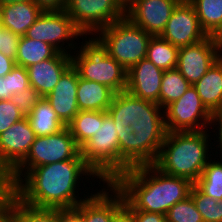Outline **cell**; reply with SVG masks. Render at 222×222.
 I'll use <instances>...</instances> for the list:
<instances>
[{
	"label": "cell",
	"mask_w": 222,
	"mask_h": 222,
	"mask_svg": "<svg viewBox=\"0 0 222 222\" xmlns=\"http://www.w3.org/2000/svg\"><path fill=\"white\" fill-rule=\"evenodd\" d=\"M83 175L97 177L83 159H69L30 169L12 189L26 205L71 212L86 199L75 194Z\"/></svg>",
	"instance_id": "1"
},
{
	"label": "cell",
	"mask_w": 222,
	"mask_h": 222,
	"mask_svg": "<svg viewBox=\"0 0 222 222\" xmlns=\"http://www.w3.org/2000/svg\"><path fill=\"white\" fill-rule=\"evenodd\" d=\"M131 210L164 214L190 195V180L168 175L154 164L137 166L120 174L113 182Z\"/></svg>",
	"instance_id": "2"
},
{
	"label": "cell",
	"mask_w": 222,
	"mask_h": 222,
	"mask_svg": "<svg viewBox=\"0 0 222 222\" xmlns=\"http://www.w3.org/2000/svg\"><path fill=\"white\" fill-rule=\"evenodd\" d=\"M207 132H167L154 165L168 175L195 183L212 155L208 154L209 148H213Z\"/></svg>",
	"instance_id": "3"
},
{
	"label": "cell",
	"mask_w": 222,
	"mask_h": 222,
	"mask_svg": "<svg viewBox=\"0 0 222 222\" xmlns=\"http://www.w3.org/2000/svg\"><path fill=\"white\" fill-rule=\"evenodd\" d=\"M71 54L72 66L80 78L106 85L115 93L126 90L127 71L109 54L106 46L96 36L89 38Z\"/></svg>",
	"instance_id": "4"
},
{
	"label": "cell",
	"mask_w": 222,
	"mask_h": 222,
	"mask_svg": "<svg viewBox=\"0 0 222 222\" xmlns=\"http://www.w3.org/2000/svg\"><path fill=\"white\" fill-rule=\"evenodd\" d=\"M113 119L103 111V123L96 134L80 147L86 165L103 183H112L119 176V141Z\"/></svg>",
	"instance_id": "5"
},
{
	"label": "cell",
	"mask_w": 222,
	"mask_h": 222,
	"mask_svg": "<svg viewBox=\"0 0 222 222\" xmlns=\"http://www.w3.org/2000/svg\"><path fill=\"white\" fill-rule=\"evenodd\" d=\"M96 34L108 54L126 71L145 59L152 35L133 24L127 17L100 29Z\"/></svg>",
	"instance_id": "6"
},
{
	"label": "cell",
	"mask_w": 222,
	"mask_h": 222,
	"mask_svg": "<svg viewBox=\"0 0 222 222\" xmlns=\"http://www.w3.org/2000/svg\"><path fill=\"white\" fill-rule=\"evenodd\" d=\"M69 159L83 158L67 126L56 134L36 137L26 158L8 175L11 187L34 167Z\"/></svg>",
	"instance_id": "7"
},
{
	"label": "cell",
	"mask_w": 222,
	"mask_h": 222,
	"mask_svg": "<svg viewBox=\"0 0 222 222\" xmlns=\"http://www.w3.org/2000/svg\"><path fill=\"white\" fill-rule=\"evenodd\" d=\"M66 13L84 35H93L100 29L126 17L124 0H67Z\"/></svg>",
	"instance_id": "8"
},
{
	"label": "cell",
	"mask_w": 222,
	"mask_h": 222,
	"mask_svg": "<svg viewBox=\"0 0 222 222\" xmlns=\"http://www.w3.org/2000/svg\"><path fill=\"white\" fill-rule=\"evenodd\" d=\"M81 35L84 36V33L75 25L65 10L43 11L25 34L30 39L46 42L58 52L69 55L72 54V49L78 48L73 41ZM64 41L70 43L68 42V45L64 47V43H66ZM69 48L71 49L68 51Z\"/></svg>",
	"instance_id": "9"
},
{
	"label": "cell",
	"mask_w": 222,
	"mask_h": 222,
	"mask_svg": "<svg viewBox=\"0 0 222 222\" xmlns=\"http://www.w3.org/2000/svg\"><path fill=\"white\" fill-rule=\"evenodd\" d=\"M212 113L203 104L196 88H190L176 101L164 108L167 132L208 130ZM200 121V122H199Z\"/></svg>",
	"instance_id": "10"
},
{
	"label": "cell",
	"mask_w": 222,
	"mask_h": 222,
	"mask_svg": "<svg viewBox=\"0 0 222 222\" xmlns=\"http://www.w3.org/2000/svg\"><path fill=\"white\" fill-rule=\"evenodd\" d=\"M107 113L114 121L118 136H121L125 131H130V126L135 122L165 120L164 109L157 103L133 96L126 90L115 93Z\"/></svg>",
	"instance_id": "11"
},
{
	"label": "cell",
	"mask_w": 222,
	"mask_h": 222,
	"mask_svg": "<svg viewBox=\"0 0 222 222\" xmlns=\"http://www.w3.org/2000/svg\"><path fill=\"white\" fill-rule=\"evenodd\" d=\"M220 58L217 37L207 36L192 45L179 48L176 69L194 85Z\"/></svg>",
	"instance_id": "12"
},
{
	"label": "cell",
	"mask_w": 222,
	"mask_h": 222,
	"mask_svg": "<svg viewBox=\"0 0 222 222\" xmlns=\"http://www.w3.org/2000/svg\"><path fill=\"white\" fill-rule=\"evenodd\" d=\"M182 0H129L126 17L152 36H160Z\"/></svg>",
	"instance_id": "13"
},
{
	"label": "cell",
	"mask_w": 222,
	"mask_h": 222,
	"mask_svg": "<svg viewBox=\"0 0 222 222\" xmlns=\"http://www.w3.org/2000/svg\"><path fill=\"white\" fill-rule=\"evenodd\" d=\"M36 135L25 116L0 134V172L9 175L28 155Z\"/></svg>",
	"instance_id": "14"
},
{
	"label": "cell",
	"mask_w": 222,
	"mask_h": 222,
	"mask_svg": "<svg viewBox=\"0 0 222 222\" xmlns=\"http://www.w3.org/2000/svg\"><path fill=\"white\" fill-rule=\"evenodd\" d=\"M160 36L180 48L200 42L207 34L200 26L194 6L188 0H182Z\"/></svg>",
	"instance_id": "15"
},
{
	"label": "cell",
	"mask_w": 222,
	"mask_h": 222,
	"mask_svg": "<svg viewBox=\"0 0 222 222\" xmlns=\"http://www.w3.org/2000/svg\"><path fill=\"white\" fill-rule=\"evenodd\" d=\"M133 138V168L154 164L166 137L165 120H143L130 126Z\"/></svg>",
	"instance_id": "16"
},
{
	"label": "cell",
	"mask_w": 222,
	"mask_h": 222,
	"mask_svg": "<svg viewBox=\"0 0 222 222\" xmlns=\"http://www.w3.org/2000/svg\"><path fill=\"white\" fill-rule=\"evenodd\" d=\"M106 186L109 189L103 188L91 196L88 193L86 199L70 212L78 222H112L113 213L124 203V197L114 184L107 183Z\"/></svg>",
	"instance_id": "17"
},
{
	"label": "cell",
	"mask_w": 222,
	"mask_h": 222,
	"mask_svg": "<svg viewBox=\"0 0 222 222\" xmlns=\"http://www.w3.org/2000/svg\"><path fill=\"white\" fill-rule=\"evenodd\" d=\"M163 72L147 58L142 59L127 71L126 91L159 105Z\"/></svg>",
	"instance_id": "18"
},
{
	"label": "cell",
	"mask_w": 222,
	"mask_h": 222,
	"mask_svg": "<svg viewBox=\"0 0 222 222\" xmlns=\"http://www.w3.org/2000/svg\"><path fill=\"white\" fill-rule=\"evenodd\" d=\"M78 81V72L71 65L60 77L52 92L44 97L66 126L79 112L77 103Z\"/></svg>",
	"instance_id": "19"
},
{
	"label": "cell",
	"mask_w": 222,
	"mask_h": 222,
	"mask_svg": "<svg viewBox=\"0 0 222 222\" xmlns=\"http://www.w3.org/2000/svg\"><path fill=\"white\" fill-rule=\"evenodd\" d=\"M71 65V55L57 52L52 58L27 67L29 84L41 97H46Z\"/></svg>",
	"instance_id": "20"
},
{
	"label": "cell",
	"mask_w": 222,
	"mask_h": 222,
	"mask_svg": "<svg viewBox=\"0 0 222 222\" xmlns=\"http://www.w3.org/2000/svg\"><path fill=\"white\" fill-rule=\"evenodd\" d=\"M42 12L33 0L7 3L0 5V24L5 30L25 36Z\"/></svg>",
	"instance_id": "21"
},
{
	"label": "cell",
	"mask_w": 222,
	"mask_h": 222,
	"mask_svg": "<svg viewBox=\"0 0 222 222\" xmlns=\"http://www.w3.org/2000/svg\"><path fill=\"white\" fill-rule=\"evenodd\" d=\"M115 92L106 85L79 77L77 103L79 111H107Z\"/></svg>",
	"instance_id": "22"
},
{
	"label": "cell",
	"mask_w": 222,
	"mask_h": 222,
	"mask_svg": "<svg viewBox=\"0 0 222 222\" xmlns=\"http://www.w3.org/2000/svg\"><path fill=\"white\" fill-rule=\"evenodd\" d=\"M193 86L211 113L222 109V51L217 62Z\"/></svg>",
	"instance_id": "23"
},
{
	"label": "cell",
	"mask_w": 222,
	"mask_h": 222,
	"mask_svg": "<svg viewBox=\"0 0 222 222\" xmlns=\"http://www.w3.org/2000/svg\"><path fill=\"white\" fill-rule=\"evenodd\" d=\"M26 117L36 137L53 135L66 127L44 97L37 102L32 112Z\"/></svg>",
	"instance_id": "24"
},
{
	"label": "cell",
	"mask_w": 222,
	"mask_h": 222,
	"mask_svg": "<svg viewBox=\"0 0 222 222\" xmlns=\"http://www.w3.org/2000/svg\"><path fill=\"white\" fill-rule=\"evenodd\" d=\"M10 212L20 222H66L71 215L62 209L35 208L21 202L13 192Z\"/></svg>",
	"instance_id": "25"
},
{
	"label": "cell",
	"mask_w": 222,
	"mask_h": 222,
	"mask_svg": "<svg viewBox=\"0 0 222 222\" xmlns=\"http://www.w3.org/2000/svg\"><path fill=\"white\" fill-rule=\"evenodd\" d=\"M195 8L200 26L207 36L222 34V0H188Z\"/></svg>",
	"instance_id": "26"
},
{
	"label": "cell",
	"mask_w": 222,
	"mask_h": 222,
	"mask_svg": "<svg viewBox=\"0 0 222 222\" xmlns=\"http://www.w3.org/2000/svg\"><path fill=\"white\" fill-rule=\"evenodd\" d=\"M58 51L50 44L21 36L18 42L15 63L27 68L33 64L52 58Z\"/></svg>",
	"instance_id": "27"
},
{
	"label": "cell",
	"mask_w": 222,
	"mask_h": 222,
	"mask_svg": "<svg viewBox=\"0 0 222 222\" xmlns=\"http://www.w3.org/2000/svg\"><path fill=\"white\" fill-rule=\"evenodd\" d=\"M179 47L172 45L161 36H152L146 58L159 69L171 70L177 67Z\"/></svg>",
	"instance_id": "28"
},
{
	"label": "cell",
	"mask_w": 222,
	"mask_h": 222,
	"mask_svg": "<svg viewBox=\"0 0 222 222\" xmlns=\"http://www.w3.org/2000/svg\"><path fill=\"white\" fill-rule=\"evenodd\" d=\"M99 123H103V111H79L67 127L76 144L81 147L96 134Z\"/></svg>",
	"instance_id": "29"
},
{
	"label": "cell",
	"mask_w": 222,
	"mask_h": 222,
	"mask_svg": "<svg viewBox=\"0 0 222 222\" xmlns=\"http://www.w3.org/2000/svg\"><path fill=\"white\" fill-rule=\"evenodd\" d=\"M191 84L175 68L163 72L159 94V106L164 109L173 101L178 100L190 88Z\"/></svg>",
	"instance_id": "30"
},
{
	"label": "cell",
	"mask_w": 222,
	"mask_h": 222,
	"mask_svg": "<svg viewBox=\"0 0 222 222\" xmlns=\"http://www.w3.org/2000/svg\"><path fill=\"white\" fill-rule=\"evenodd\" d=\"M222 158V156H221ZM222 160V159H221ZM210 159L194 185L215 200L222 199V162Z\"/></svg>",
	"instance_id": "31"
},
{
	"label": "cell",
	"mask_w": 222,
	"mask_h": 222,
	"mask_svg": "<svg viewBox=\"0 0 222 222\" xmlns=\"http://www.w3.org/2000/svg\"><path fill=\"white\" fill-rule=\"evenodd\" d=\"M190 196L204 222H222V199L215 200L207 196L195 185L192 186Z\"/></svg>",
	"instance_id": "32"
},
{
	"label": "cell",
	"mask_w": 222,
	"mask_h": 222,
	"mask_svg": "<svg viewBox=\"0 0 222 222\" xmlns=\"http://www.w3.org/2000/svg\"><path fill=\"white\" fill-rule=\"evenodd\" d=\"M166 220L167 222H204L190 195L168 210Z\"/></svg>",
	"instance_id": "33"
},
{
	"label": "cell",
	"mask_w": 222,
	"mask_h": 222,
	"mask_svg": "<svg viewBox=\"0 0 222 222\" xmlns=\"http://www.w3.org/2000/svg\"><path fill=\"white\" fill-rule=\"evenodd\" d=\"M133 131H125L118 136L119 141V175L133 168Z\"/></svg>",
	"instance_id": "34"
},
{
	"label": "cell",
	"mask_w": 222,
	"mask_h": 222,
	"mask_svg": "<svg viewBox=\"0 0 222 222\" xmlns=\"http://www.w3.org/2000/svg\"><path fill=\"white\" fill-rule=\"evenodd\" d=\"M5 77L8 79L9 100L14 94L30 87L27 68L16 65Z\"/></svg>",
	"instance_id": "35"
},
{
	"label": "cell",
	"mask_w": 222,
	"mask_h": 222,
	"mask_svg": "<svg viewBox=\"0 0 222 222\" xmlns=\"http://www.w3.org/2000/svg\"><path fill=\"white\" fill-rule=\"evenodd\" d=\"M25 116L10 100L0 101V134Z\"/></svg>",
	"instance_id": "36"
},
{
	"label": "cell",
	"mask_w": 222,
	"mask_h": 222,
	"mask_svg": "<svg viewBox=\"0 0 222 222\" xmlns=\"http://www.w3.org/2000/svg\"><path fill=\"white\" fill-rule=\"evenodd\" d=\"M42 97L31 86L25 89L23 92L14 94L10 101L14 103L24 116H27L32 112V109Z\"/></svg>",
	"instance_id": "37"
},
{
	"label": "cell",
	"mask_w": 222,
	"mask_h": 222,
	"mask_svg": "<svg viewBox=\"0 0 222 222\" xmlns=\"http://www.w3.org/2000/svg\"><path fill=\"white\" fill-rule=\"evenodd\" d=\"M2 42L0 46V51L7 57L15 60L17 55V48L20 36L12 33L9 30H3L1 36Z\"/></svg>",
	"instance_id": "38"
},
{
	"label": "cell",
	"mask_w": 222,
	"mask_h": 222,
	"mask_svg": "<svg viewBox=\"0 0 222 222\" xmlns=\"http://www.w3.org/2000/svg\"><path fill=\"white\" fill-rule=\"evenodd\" d=\"M112 222H136L134 212L123 203L114 213Z\"/></svg>",
	"instance_id": "39"
},
{
	"label": "cell",
	"mask_w": 222,
	"mask_h": 222,
	"mask_svg": "<svg viewBox=\"0 0 222 222\" xmlns=\"http://www.w3.org/2000/svg\"><path fill=\"white\" fill-rule=\"evenodd\" d=\"M135 214L136 222H167L166 215L159 213L132 210Z\"/></svg>",
	"instance_id": "40"
},
{
	"label": "cell",
	"mask_w": 222,
	"mask_h": 222,
	"mask_svg": "<svg viewBox=\"0 0 222 222\" xmlns=\"http://www.w3.org/2000/svg\"><path fill=\"white\" fill-rule=\"evenodd\" d=\"M43 11L65 10L67 0H33Z\"/></svg>",
	"instance_id": "41"
},
{
	"label": "cell",
	"mask_w": 222,
	"mask_h": 222,
	"mask_svg": "<svg viewBox=\"0 0 222 222\" xmlns=\"http://www.w3.org/2000/svg\"><path fill=\"white\" fill-rule=\"evenodd\" d=\"M13 189L11 188L1 199H0V222H5L7 214L10 212L12 204Z\"/></svg>",
	"instance_id": "42"
},
{
	"label": "cell",
	"mask_w": 222,
	"mask_h": 222,
	"mask_svg": "<svg viewBox=\"0 0 222 222\" xmlns=\"http://www.w3.org/2000/svg\"><path fill=\"white\" fill-rule=\"evenodd\" d=\"M218 122V123H217ZM210 124L213 126L215 125L214 127H217L215 130L218 129L219 133H218V140H216L215 142H219V145L217 143V149L218 151H221V155H222V109L212 113V117L210 119ZM218 125V126H216Z\"/></svg>",
	"instance_id": "43"
},
{
	"label": "cell",
	"mask_w": 222,
	"mask_h": 222,
	"mask_svg": "<svg viewBox=\"0 0 222 222\" xmlns=\"http://www.w3.org/2000/svg\"><path fill=\"white\" fill-rule=\"evenodd\" d=\"M16 66L15 60L0 51V77H4Z\"/></svg>",
	"instance_id": "44"
},
{
	"label": "cell",
	"mask_w": 222,
	"mask_h": 222,
	"mask_svg": "<svg viewBox=\"0 0 222 222\" xmlns=\"http://www.w3.org/2000/svg\"><path fill=\"white\" fill-rule=\"evenodd\" d=\"M11 184L7 174L0 172V199L11 189Z\"/></svg>",
	"instance_id": "45"
},
{
	"label": "cell",
	"mask_w": 222,
	"mask_h": 222,
	"mask_svg": "<svg viewBox=\"0 0 222 222\" xmlns=\"http://www.w3.org/2000/svg\"><path fill=\"white\" fill-rule=\"evenodd\" d=\"M9 100V85L8 79L0 77V101Z\"/></svg>",
	"instance_id": "46"
},
{
	"label": "cell",
	"mask_w": 222,
	"mask_h": 222,
	"mask_svg": "<svg viewBox=\"0 0 222 222\" xmlns=\"http://www.w3.org/2000/svg\"><path fill=\"white\" fill-rule=\"evenodd\" d=\"M5 222H20L11 212L6 216Z\"/></svg>",
	"instance_id": "47"
},
{
	"label": "cell",
	"mask_w": 222,
	"mask_h": 222,
	"mask_svg": "<svg viewBox=\"0 0 222 222\" xmlns=\"http://www.w3.org/2000/svg\"><path fill=\"white\" fill-rule=\"evenodd\" d=\"M21 1H31V0H0V5H4L7 3H13V2H21Z\"/></svg>",
	"instance_id": "48"
},
{
	"label": "cell",
	"mask_w": 222,
	"mask_h": 222,
	"mask_svg": "<svg viewBox=\"0 0 222 222\" xmlns=\"http://www.w3.org/2000/svg\"><path fill=\"white\" fill-rule=\"evenodd\" d=\"M219 50L222 51V34L218 37Z\"/></svg>",
	"instance_id": "49"
},
{
	"label": "cell",
	"mask_w": 222,
	"mask_h": 222,
	"mask_svg": "<svg viewBox=\"0 0 222 222\" xmlns=\"http://www.w3.org/2000/svg\"><path fill=\"white\" fill-rule=\"evenodd\" d=\"M66 222H78L72 215L67 218Z\"/></svg>",
	"instance_id": "50"
},
{
	"label": "cell",
	"mask_w": 222,
	"mask_h": 222,
	"mask_svg": "<svg viewBox=\"0 0 222 222\" xmlns=\"http://www.w3.org/2000/svg\"><path fill=\"white\" fill-rule=\"evenodd\" d=\"M3 30H4V29L2 28V26H1V24H0V46H1V42H2L1 36H2Z\"/></svg>",
	"instance_id": "51"
}]
</instances>
